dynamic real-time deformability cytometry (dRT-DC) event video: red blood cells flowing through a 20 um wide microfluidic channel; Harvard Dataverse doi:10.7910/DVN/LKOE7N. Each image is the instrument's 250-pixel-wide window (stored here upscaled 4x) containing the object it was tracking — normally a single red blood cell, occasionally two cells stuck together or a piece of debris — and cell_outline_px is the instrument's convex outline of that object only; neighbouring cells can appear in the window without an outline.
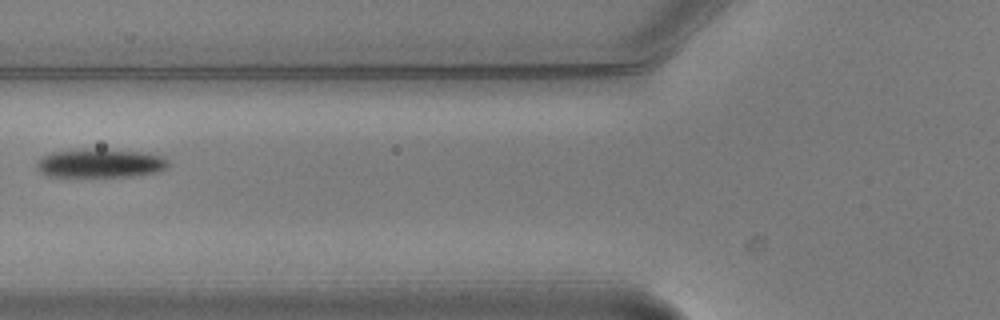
{"species": "common noctule bat (a hibernating species)", "species_latin": "Nyctalus noctula", "temperature_condition": "warm", "stored_images_in_passage": 8, "camera_frame_rate_fps": 3000, "um_per_image_px": 0.085, "animal": {"sex": "male", "body_mass_g": 20.5, "forearm_length_mm": 52.5}, "frame": {"image": 1, "passage_image": 7, "time_ms": 2.0, "image_size_px": [1000, 320], "cell_outline_px": [[172, 164], [168, 168], [160, 172], [132, 176], [48, 176], [40, 172], [36, 168], [36, 160], [40, 156], [52, 152], [84, 148], [96, 148], [140, 152], [164, 156]], "centroid_in_image_um": [8.53, 13.86], "position_along_channel_um": 117.3, "area_um2": 22.54}}
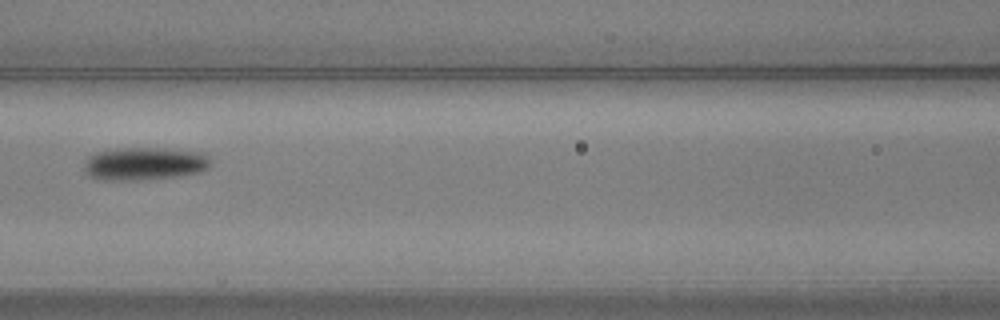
{"frame": {"image": 2, "passage_image": 8, "time_ms": 2.333, "image_size_px": [1000, 320], "cell_outline_px": [[208, 168], [200, 172], [180, 176], [140, 180], [100, 180], [88, 176], [84, 168], [84, 164], [88, 156], [96, 152], [120, 148], [156, 148], [200, 152], [208, 156]], "centroid_in_image_um": [12.23, 13.92], "position_along_channel_um": 154.4, "area_um2": 24.22}}